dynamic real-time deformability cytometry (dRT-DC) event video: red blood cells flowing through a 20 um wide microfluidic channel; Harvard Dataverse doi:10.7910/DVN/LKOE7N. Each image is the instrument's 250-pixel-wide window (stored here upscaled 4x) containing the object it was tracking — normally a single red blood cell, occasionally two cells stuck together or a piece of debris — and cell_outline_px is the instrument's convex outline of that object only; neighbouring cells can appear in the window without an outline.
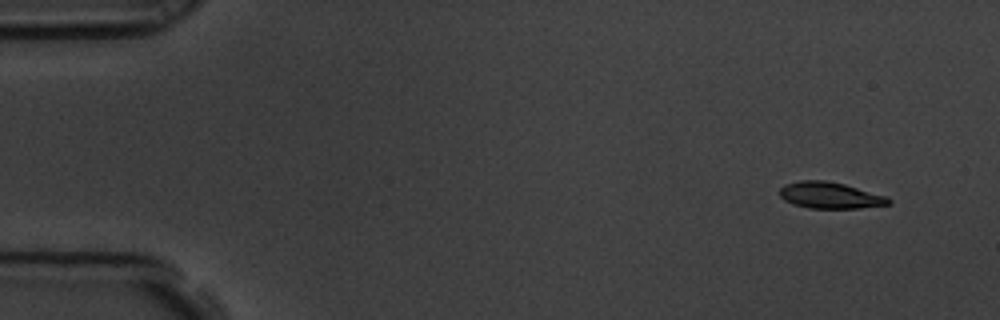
{"species": "common noctule bat (a hibernating species)", "species_latin": "Nyctalus noctula", "temperature_condition": "room temperature", "stored_images_in_passage": 4, "camera_frame_rate_fps": 3000, "um_per_image_px": 0.085, "animal": {"sex": "male", "body_mass_g": 19.5, "forearm_length_mm": 54.6}, "frame": {"image": 1, "passage_image": 1, "time_ms": 0.0, "image_size_px": [1000, 320], "cell_outline_px": [[892, 204], [860, 208], [808, 208], [792, 204], [784, 200], [780, 196], [780, 188], [784, 184], [800, 180], [824, 180], [844, 184], [888, 196], [892, 200]], "centroid_in_image_um": [70.57, 16.6], "position_along_channel_um": 14.4, "area_um2": 16.94}}
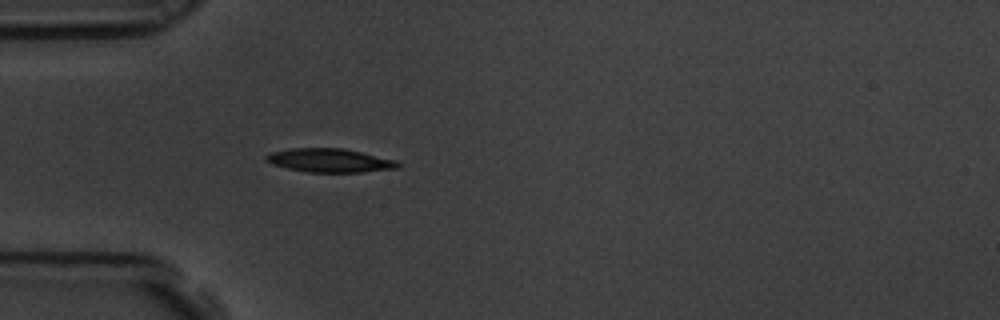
{"frame": {"image": 2, "passage_image": 4, "time_ms": 1.0, "image_size_px": [1000, 320], "cell_outline_px": [[404, 164], [400, 168], [364, 172], [308, 172], [288, 168], [272, 164], [264, 160], [264, 156], [272, 152], [292, 148], [344, 148], [396, 160]], "centroid_in_image_um": [28.08, 13.64], "position_along_channel_um": 56.9, "area_um2": 18.32}}